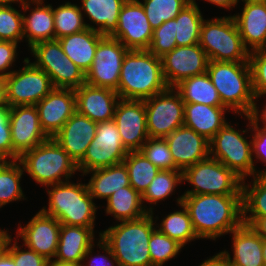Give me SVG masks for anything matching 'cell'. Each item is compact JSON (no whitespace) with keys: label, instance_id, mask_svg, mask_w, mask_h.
<instances>
[{"label":"cell","instance_id":"obj_23","mask_svg":"<svg viewBox=\"0 0 266 266\" xmlns=\"http://www.w3.org/2000/svg\"><path fill=\"white\" fill-rule=\"evenodd\" d=\"M93 230L94 227L61 224L58 249L53 261L82 265V262L92 256L95 246Z\"/></svg>","mask_w":266,"mask_h":266},{"label":"cell","instance_id":"obj_51","mask_svg":"<svg viewBox=\"0 0 266 266\" xmlns=\"http://www.w3.org/2000/svg\"><path fill=\"white\" fill-rule=\"evenodd\" d=\"M98 241L99 242H98L97 246L99 248H101L103 251H105V253H107V254L106 255L100 254L97 256L95 255L94 257L93 256L89 257L90 260L87 263V265L82 264L81 266H120L119 262L116 260V258L112 254L110 247L101 238Z\"/></svg>","mask_w":266,"mask_h":266},{"label":"cell","instance_id":"obj_13","mask_svg":"<svg viewBox=\"0 0 266 266\" xmlns=\"http://www.w3.org/2000/svg\"><path fill=\"white\" fill-rule=\"evenodd\" d=\"M129 151L123 146L115 121L97 123L96 135L77 164L84 173L122 163Z\"/></svg>","mask_w":266,"mask_h":266},{"label":"cell","instance_id":"obj_27","mask_svg":"<svg viewBox=\"0 0 266 266\" xmlns=\"http://www.w3.org/2000/svg\"><path fill=\"white\" fill-rule=\"evenodd\" d=\"M30 3L36 7L30 10L28 16L23 13V31L31 48L36 43L54 40L55 30L52 5H44L43 0H20L24 12L30 8Z\"/></svg>","mask_w":266,"mask_h":266},{"label":"cell","instance_id":"obj_59","mask_svg":"<svg viewBox=\"0 0 266 266\" xmlns=\"http://www.w3.org/2000/svg\"><path fill=\"white\" fill-rule=\"evenodd\" d=\"M48 266H81L76 264H60L54 261H49Z\"/></svg>","mask_w":266,"mask_h":266},{"label":"cell","instance_id":"obj_15","mask_svg":"<svg viewBox=\"0 0 266 266\" xmlns=\"http://www.w3.org/2000/svg\"><path fill=\"white\" fill-rule=\"evenodd\" d=\"M153 28L139 0H127L118 17L117 29L111 37L118 39L128 50H148Z\"/></svg>","mask_w":266,"mask_h":266},{"label":"cell","instance_id":"obj_44","mask_svg":"<svg viewBox=\"0 0 266 266\" xmlns=\"http://www.w3.org/2000/svg\"><path fill=\"white\" fill-rule=\"evenodd\" d=\"M139 151L160 170H179L164 138H149Z\"/></svg>","mask_w":266,"mask_h":266},{"label":"cell","instance_id":"obj_32","mask_svg":"<svg viewBox=\"0 0 266 266\" xmlns=\"http://www.w3.org/2000/svg\"><path fill=\"white\" fill-rule=\"evenodd\" d=\"M127 0H81V11L96 24L95 30L103 36H111L117 29L118 17Z\"/></svg>","mask_w":266,"mask_h":266},{"label":"cell","instance_id":"obj_48","mask_svg":"<svg viewBox=\"0 0 266 266\" xmlns=\"http://www.w3.org/2000/svg\"><path fill=\"white\" fill-rule=\"evenodd\" d=\"M10 107L0 108V160H12V139L9 124ZM8 158V159H7Z\"/></svg>","mask_w":266,"mask_h":266},{"label":"cell","instance_id":"obj_38","mask_svg":"<svg viewBox=\"0 0 266 266\" xmlns=\"http://www.w3.org/2000/svg\"><path fill=\"white\" fill-rule=\"evenodd\" d=\"M123 163L128 171L130 185L141 195L160 171L140 151H129Z\"/></svg>","mask_w":266,"mask_h":266},{"label":"cell","instance_id":"obj_1","mask_svg":"<svg viewBox=\"0 0 266 266\" xmlns=\"http://www.w3.org/2000/svg\"><path fill=\"white\" fill-rule=\"evenodd\" d=\"M179 202L187 208L201 239L215 240L243 223L242 195H181L177 198Z\"/></svg>","mask_w":266,"mask_h":266},{"label":"cell","instance_id":"obj_34","mask_svg":"<svg viewBox=\"0 0 266 266\" xmlns=\"http://www.w3.org/2000/svg\"><path fill=\"white\" fill-rule=\"evenodd\" d=\"M252 180L251 188L242 181L243 223L246 225L258 217H266V175H256Z\"/></svg>","mask_w":266,"mask_h":266},{"label":"cell","instance_id":"obj_5","mask_svg":"<svg viewBox=\"0 0 266 266\" xmlns=\"http://www.w3.org/2000/svg\"><path fill=\"white\" fill-rule=\"evenodd\" d=\"M48 209H41L61 224L94 227L97 206L90 196L87 184L70 181L47 186Z\"/></svg>","mask_w":266,"mask_h":266},{"label":"cell","instance_id":"obj_3","mask_svg":"<svg viewBox=\"0 0 266 266\" xmlns=\"http://www.w3.org/2000/svg\"><path fill=\"white\" fill-rule=\"evenodd\" d=\"M154 225L153 213L148 212L141 218L108 227L99 237L110 247L120 266H152L149 240Z\"/></svg>","mask_w":266,"mask_h":266},{"label":"cell","instance_id":"obj_29","mask_svg":"<svg viewBox=\"0 0 266 266\" xmlns=\"http://www.w3.org/2000/svg\"><path fill=\"white\" fill-rule=\"evenodd\" d=\"M103 37L98 31L87 28L58 40L66 57L86 74L92 66L97 45Z\"/></svg>","mask_w":266,"mask_h":266},{"label":"cell","instance_id":"obj_55","mask_svg":"<svg viewBox=\"0 0 266 266\" xmlns=\"http://www.w3.org/2000/svg\"><path fill=\"white\" fill-rule=\"evenodd\" d=\"M191 1H193V0H191ZM205 1L210 2L214 5H217L220 8H226V9L233 8L238 3V0H205Z\"/></svg>","mask_w":266,"mask_h":266},{"label":"cell","instance_id":"obj_26","mask_svg":"<svg viewBox=\"0 0 266 266\" xmlns=\"http://www.w3.org/2000/svg\"><path fill=\"white\" fill-rule=\"evenodd\" d=\"M233 257L228 251L222 254L234 266H265L262 252V237L250 226L242 223L231 232Z\"/></svg>","mask_w":266,"mask_h":266},{"label":"cell","instance_id":"obj_36","mask_svg":"<svg viewBox=\"0 0 266 266\" xmlns=\"http://www.w3.org/2000/svg\"><path fill=\"white\" fill-rule=\"evenodd\" d=\"M24 169L19 160H0V208L13 201L24 200L20 180Z\"/></svg>","mask_w":266,"mask_h":266},{"label":"cell","instance_id":"obj_30","mask_svg":"<svg viewBox=\"0 0 266 266\" xmlns=\"http://www.w3.org/2000/svg\"><path fill=\"white\" fill-rule=\"evenodd\" d=\"M89 173H92V176L87 186L93 199L107 200L112 193L121 190L122 187L131 186L128 171L123 162L94 169L84 173V175Z\"/></svg>","mask_w":266,"mask_h":266},{"label":"cell","instance_id":"obj_31","mask_svg":"<svg viewBox=\"0 0 266 266\" xmlns=\"http://www.w3.org/2000/svg\"><path fill=\"white\" fill-rule=\"evenodd\" d=\"M142 204V195L132 186H126L109 196L105 210L106 214H112L119 222L135 220L143 217L148 212L153 213L152 207L147 208Z\"/></svg>","mask_w":266,"mask_h":266},{"label":"cell","instance_id":"obj_9","mask_svg":"<svg viewBox=\"0 0 266 266\" xmlns=\"http://www.w3.org/2000/svg\"><path fill=\"white\" fill-rule=\"evenodd\" d=\"M193 187L183 195H242V179L217 159L208 157L183 171V181Z\"/></svg>","mask_w":266,"mask_h":266},{"label":"cell","instance_id":"obj_52","mask_svg":"<svg viewBox=\"0 0 266 266\" xmlns=\"http://www.w3.org/2000/svg\"><path fill=\"white\" fill-rule=\"evenodd\" d=\"M263 239H266V217H258L250 225Z\"/></svg>","mask_w":266,"mask_h":266},{"label":"cell","instance_id":"obj_7","mask_svg":"<svg viewBox=\"0 0 266 266\" xmlns=\"http://www.w3.org/2000/svg\"><path fill=\"white\" fill-rule=\"evenodd\" d=\"M199 45L209 61L249 62L250 51L244 46L233 16L204 19Z\"/></svg>","mask_w":266,"mask_h":266},{"label":"cell","instance_id":"obj_42","mask_svg":"<svg viewBox=\"0 0 266 266\" xmlns=\"http://www.w3.org/2000/svg\"><path fill=\"white\" fill-rule=\"evenodd\" d=\"M183 246L160 232L157 227L152 231L149 240V253L152 266H163L181 251Z\"/></svg>","mask_w":266,"mask_h":266},{"label":"cell","instance_id":"obj_8","mask_svg":"<svg viewBox=\"0 0 266 266\" xmlns=\"http://www.w3.org/2000/svg\"><path fill=\"white\" fill-rule=\"evenodd\" d=\"M210 157L217 159L245 181L247 176L266 175V168L256 171L252 142L227 122L209 141Z\"/></svg>","mask_w":266,"mask_h":266},{"label":"cell","instance_id":"obj_47","mask_svg":"<svg viewBox=\"0 0 266 266\" xmlns=\"http://www.w3.org/2000/svg\"><path fill=\"white\" fill-rule=\"evenodd\" d=\"M11 243L12 237L8 235L4 249L13 258L15 266H48L49 260H47L44 256L38 254L36 251L30 248H28L27 250H21L20 246L17 245L18 242L16 239L14 244Z\"/></svg>","mask_w":266,"mask_h":266},{"label":"cell","instance_id":"obj_11","mask_svg":"<svg viewBox=\"0 0 266 266\" xmlns=\"http://www.w3.org/2000/svg\"><path fill=\"white\" fill-rule=\"evenodd\" d=\"M25 66L13 70L5 80V101L9 107L36 105L53 89L50 77L24 58Z\"/></svg>","mask_w":266,"mask_h":266},{"label":"cell","instance_id":"obj_10","mask_svg":"<svg viewBox=\"0 0 266 266\" xmlns=\"http://www.w3.org/2000/svg\"><path fill=\"white\" fill-rule=\"evenodd\" d=\"M30 50L33 64L48 74L54 88L75 90L86 83V74L66 57L58 39L36 43Z\"/></svg>","mask_w":266,"mask_h":266},{"label":"cell","instance_id":"obj_16","mask_svg":"<svg viewBox=\"0 0 266 266\" xmlns=\"http://www.w3.org/2000/svg\"><path fill=\"white\" fill-rule=\"evenodd\" d=\"M9 124L12 139V160H18L24 152L49 139L40 125L35 105L10 107Z\"/></svg>","mask_w":266,"mask_h":266},{"label":"cell","instance_id":"obj_53","mask_svg":"<svg viewBox=\"0 0 266 266\" xmlns=\"http://www.w3.org/2000/svg\"><path fill=\"white\" fill-rule=\"evenodd\" d=\"M199 266H225V257L221 251L213 257H210L209 259L202 262V264H200Z\"/></svg>","mask_w":266,"mask_h":266},{"label":"cell","instance_id":"obj_2","mask_svg":"<svg viewBox=\"0 0 266 266\" xmlns=\"http://www.w3.org/2000/svg\"><path fill=\"white\" fill-rule=\"evenodd\" d=\"M167 88L161 58L149 50L127 51L116 91L120 99L146 100Z\"/></svg>","mask_w":266,"mask_h":266},{"label":"cell","instance_id":"obj_50","mask_svg":"<svg viewBox=\"0 0 266 266\" xmlns=\"http://www.w3.org/2000/svg\"><path fill=\"white\" fill-rule=\"evenodd\" d=\"M17 46L15 42L0 41V76L4 78L12 72L9 68L17 58Z\"/></svg>","mask_w":266,"mask_h":266},{"label":"cell","instance_id":"obj_17","mask_svg":"<svg viewBox=\"0 0 266 266\" xmlns=\"http://www.w3.org/2000/svg\"><path fill=\"white\" fill-rule=\"evenodd\" d=\"M162 73L168 87L183 79L207 72L209 59L199 44L177 46L161 57Z\"/></svg>","mask_w":266,"mask_h":266},{"label":"cell","instance_id":"obj_35","mask_svg":"<svg viewBox=\"0 0 266 266\" xmlns=\"http://www.w3.org/2000/svg\"><path fill=\"white\" fill-rule=\"evenodd\" d=\"M203 20L204 18L195 0L185 6L175 18L177 46L199 44Z\"/></svg>","mask_w":266,"mask_h":266},{"label":"cell","instance_id":"obj_37","mask_svg":"<svg viewBox=\"0 0 266 266\" xmlns=\"http://www.w3.org/2000/svg\"><path fill=\"white\" fill-rule=\"evenodd\" d=\"M182 210L174 211L168 214L162 219V222L155 225L159 231L176 240L183 247L194 239H200L194 228L187 208L182 204L178 203Z\"/></svg>","mask_w":266,"mask_h":266},{"label":"cell","instance_id":"obj_19","mask_svg":"<svg viewBox=\"0 0 266 266\" xmlns=\"http://www.w3.org/2000/svg\"><path fill=\"white\" fill-rule=\"evenodd\" d=\"M61 223L53 216L41 210L26 224L19 226L17 237H21L24 246L36 251L47 260L56 256Z\"/></svg>","mask_w":266,"mask_h":266},{"label":"cell","instance_id":"obj_33","mask_svg":"<svg viewBox=\"0 0 266 266\" xmlns=\"http://www.w3.org/2000/svg\"><path fill=\"white\" fill-rule=\"evenodd\" d=\"M174 89L180 94L184 103L223 106L207 72L183 79L174 86Z\"/></svg>","mask_w":266,"mask_h":266},{"label":"cell","instance_id":"obj_49","mask_svg":"<svg viewBox=\"0 0 266 266\" xmlns=\"http://www.w3.org/2000/svg\"><path fill=\"white\" fill-rule=\"evenodd\" d=\"M249 120V131H254L252 134V153L255 154L253 157L266 163V124L263 123V127L259 128V120L251 118V116H246ZM251 126V127H250ZM252 128V129H251ZM254 135V136H253Z\"/></svg>","mask_w":266,"mask_h":266},{"label":"cell","instance_id":"obj_45","mask_svg":"<svg viewBox=\"0 0 266 266\" xmlns=\"http://www.w3.org/2000/svg\"><path fill=\"white\" fill-rule=\"evenodd\" d=\"M175 37V19L168 20L161 26L153 29L151 44L148 50L155 56L161 58L177 47Z\"/></svg>","mask_w":266,"mask_h":266},{"label":"cell","instance_id":"obj_4","mask_svg":"<svg viewBox=\"0 0 266 266\" xmlns=\"http://www.w3.org/2000/svg\"><path fill=\"white\" fill-rule=\"evenodd\" d=\"M207 73L224 107L241 116L252 114L255 97L249 62L209 61Z\"/></svg>","mask_w":266,"mask_h":266},{"label":"cell","instance_id":"obj_61","mask_svg":"<svg viewBox=\"0 0 266 266\" xmlns=\"http://www.w3.org/2000/svg\"><path fill=\"white\" fill-rule=\"evenodd\" d=\"M20 3V0H0V6L7 5L10 3Z\"/></svg>","mask_w":266,"mask_h":266},{"label":"cell","instance_id":"obj_14","mask_svg":"<svg viewBox=\"0 0 266 266\" xmlns=\"http://www.w3.org/2000/svg\"><path fill=\"white\" fill-rule=\"evenodd\" d=\"M128 49L111 36H104L97 45L86 83L96 87L118 89L122 62Z\"/></svg>","mask_w":266,"mask_h":266},{"label":"cell","instance_id":"obj_58","mask_svg":"<svg viewBox=\"0 0 266 266\" xmlns=\"http://www.w3.org/2000/svg\"><path fill=\"white\" fill-rule=\"evenodd\" d=\"M8 233L0 229V251L4 248Z\"/></svg>","mask_w":266,"mask_h":266},{"label":"cell","instance_id":"obj_41","mask_svg":"<svg viewBox=\"0 0 266 266\" xmlns=\"http://www.w3.org/2000/svg\"><path fill=\"white\" fill-rule=\"evenodd\" d=\"M140 2L153 29L175 19L191 0H143Z\"/></svg>","mask_w":266,"mask_h":266},{"label":"cell","instance_id":"obj_46","mask_svg":"<svg viewBox=\"0 0 266 266\" xmlns=\"http://www.w3.org/2000/svg\"><path fill=\"white\" fill-rule=\"evenodd\" d=\"M249 64L252 90L256 97L259 93L266 92V48L250 51Z\"/></svg>","mask_w":266,"mask_h":266},{"label":"cell","instance_id":"obj_60","mask_svg":"<svg viewBox=\"0 0 266 266\" xmlns=\"http://www.w3.org/2000/svg\"><path fill=\"white\" fill-rule=\"evenodd\" d=\"M262 252H263V258H264V264L266 266V239L262 238Z\"/></svg>","mask_w":266,"mask_h":266},{"label":"cell","instance_id":"obj_25","mask_svg":"<svg viewBox=\"0 0 266 266\" xmlns=\"http://www.w3.org/2000/svg\"><path fill=\"white\" fill-rule=\"evenodd\" d=\"M242 2H244L242 13L234 14L233 18L244 46L249 51L266 48V0H242Z\"/></svg>","mask_w":266,"mask_h":266},{"label":"cell","instance_id":"obj_18","mask_svg":"<svg viewBox=\"0 0 266 266\" xmlns=\"http://www.w3.org/2000/svg\"><path fill=\"white\" fill-rule=\"evenodd\" d=\"M113 120L128 151H139L149 139L144 100L120 99Z\"/></svg>","mask_w":266,"mask_h":266},{"label":"cell","instance_id":"obj_20","mask_svg":"<svg viewBox=\"0 0 266 266\" xmlns=\"http://www.w3.org/2000/svg\"><path fill=\"white\" fill-rule=\"evenodd\" d=\"M35 106L43 131L53 138L76 112L75 90L54 88Z\"/></svg>","mask_w":266,"mask_h":266},{"label":"cell","instance_id":"obj_54","mask_svg":"<svg viewBox=\"0 0 266 266\" xmlns=\"http://www.w3.org/2000/svg\"><path fill=\"white\" fill-rule=\"evenodd\" d=\"M265 96L266 95V92H263V93H259L256 97H255V99L257 98H259V97H261V96ZM259 110H258V108H257V103H255V107H254V109H253V112H252V114L250 115L251 116V118H253V119H256V120H261L262 121V123H265L266 124V104H265V107L262 109V111L260 112L261 114H260V116H259ZM260 117V118H259Z\"/></svg>","mask_w":266,"mask_h":266},{"label":"cell","instance_id":"obj_57","mask_svg":"<svg viewBox=\"0 0 266 266\" xmlns=\"http://www.w3.org/2000/svg\"><path fill=\"white\" fill-rule=\"evenodd\" d=\"M7 105L5 101V80L0 76V108Z\"/></svg>","mask_w":266,"mask_h":266},{"label":"cell","instance_id":"obj_43","mask_svg":"<svg viewBox=\"0 0 266 266\" xmlns=\"http://www.w3.org/2000/svg\"><path fill=\"white\" fill-rule=\"evenodd\" d=\"M11 4L0 6V41L18 44L24 38L23 14Z\"/></svg>","mask_w":266,"mask_h":266},{"label":"cell","instance_id":"obj_28","mask_svg":"<svg viewBox=\"0 0 266 266\" xmlns=\"http://www.w3.org/2000/svg\"><path fill=\"white\" fill-rule=\"evenodd\" d=\"M224 106H209L201 103H184V126L211 140L227 123Z\"/></svg>","mask_w":266,"mask_h":266},{"label":"cell","instance_id":"obj_40","mask_svg":"<svg viewBox=\"0 0 266 266\" xmlns=\"http://www.w3.org/2000/svg\"><path fill=\"white\" fill-rule=\"evenodd\" d=\"M181 182L184 183L182 171L160 170L142 194V202L156 205L158 201H164Z\"/></svg>","mask_w":266,"mask_h":266},{"label":"cell","instance_id":"obj_24","mask_svg":"<svg viewBox=\"0 0 266 266\" xmlns=\"http://www.w3.org/2000/svg\"><path fill=\"white\" fill-rule=\"evenodd\" d=\"M97 122L75 112L53 137L78 164L96 135Z\"/></svg>","mask_w":266,"mask_h":266},{"label":"cell","instance_id":"obj_62","mask_svg":"<svg viewBox=\"0 0 266 266\" xmlns=\"http://www.w3.org/2000/svg\"><path fill=\"white\" fill-rule=\"evenodd\" d=\"M225 266H234L233 264H230L226 261V258H225Z\"/></svg>","mask_w":266,"mask_h":266},{"label":"cell","instance_id":"obj_21","mask_svg":"<svg viewBox=\"0 0 266 266\" xmlns=\"http://www.w3.org/2000/svg\"><path fill=\"white\" fill-rule=\"evenodd\" d=\"M180 171L210 156L209 140L193 129L181 126L164 138Z\"/></svg>","mask_w":266,"mask_h":266},{"label":"cell","instance_id":"obj_22","mask_svg":"<svg viewBox=\"0 0 266 266\" xmlns=\"http://www.w3.org/2000/svg\"><path fill=\"white\" fill-rule=\"evenodd\" d=\"M75 97L76 111L97 123L112 120L120 100L115 90L87 83L75 89Z\"/></svg>","mask_w":266,"mask_h":266},{"label":"cell","instance_id":"obj_6","mask_svg":"<svg viewBox=\"0 0 266 266\" xmlns=\"http://www.w3.org/2000/svg\"><path fill=\"white\" fill-rule=\"evenodd\" d=\"M18 160L24 171L36 183L45 187L69 181L76 170L78 171L75 161L54 138H49L33 149L24 152ZM61 177H65V181Z\"/></svg>","mask_w":266,"mask_h":266},{"label":"cell","instance_id":"obj_56","mask_svg":"<svg viewBox=\"0 0 266 266\" xmlns=\"http://www.w3.org/2000/svg\"><path fill=\"white\" fill-rule=\"evenodd\" d=\"M0 266H15L13 258L4 248L0 251Z\"/></svg>","mask_w":266,"mask_h":266},{"label":"cell","instance_id":"obj_39","mask_svg":"<svg viewBox=\"0 0 266 266\" xmlns=\"http://www.w3.org/2000/svg\"><path fill=\"white\" fill-rule=\"evenodd\" d=\"M55 39L71 35L87 28L94 29V25L86 24L83 19V12L77 4L66 2L53 9Z\"/></svg>","mask_w":266,"mask_h":266},{"label":"cell","instance_id":"obj_12","mask_svg":"<svg viewBox=\"0 0 266 266\" xmlns=\"http://www.w3.org/2000/svg\"><path fill=\"white\" fill-rule=\"evenodd\" d=\"M149 138H165L184 125V102L174 87L144 100Z\"/></svg>","mask_w":266,"mask_h":266}]
</instances>
